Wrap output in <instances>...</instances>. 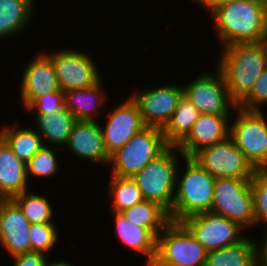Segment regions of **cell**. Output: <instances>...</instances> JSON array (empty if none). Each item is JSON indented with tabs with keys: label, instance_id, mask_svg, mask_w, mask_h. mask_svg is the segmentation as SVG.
<instances>
[{
	"label": "cell",
	"instance_id": "1",
	"mask_svg": "<svg viewBox=\"0 0 267 266\" xmlns=\"http://www.w3.org/2000/svg\"><path fill=\"white\" fill-rule=\"evenodd\" d=\"M222 48L267 40V8L256 0H238L217 7L211 14Z\"/></svg>",
	"mask_w": 267,
	"mask_h": 266
},
{
	"label": "cell",
	"instance_id": "2",
	"mask_svg": "<svg viewBox=\"0 0 267 266\" xmlns=\"http://www.w3.org/2000/svg\"><path fill=\"white\" fill-rule=\"evenodd\" d=\"M221 51L216 67L225 78L231 99L238 105L267 67V42L238 43Z\"/></svg>",
	"mask_w": 267,
	"mask_h": 266
},
{
	"label": "cell",
	"instance_id": "3",
	"mask_svg": "<svg viewBox=\"0 0 267 266\" xmlns=\"http://www.w3.org/2000/svg\"><path fill=\"white\" fill-rule=\"evenodd\" d=\"M183 160L186 170L182 173L178 168L173 207L168 213L173 222L210 212L213 201L216 178L192 157L184 156Z\"/></svg>",
	"mask_w": 267,
	"mask_h": 266
},
{
	"label": "cell",
	"instance_id": "4",
	"mask_svg": "<svg viewBox=\"0 0 267 266\" xmlns=\"http://www.w3.org/2000/svg\"><path fill=\"white\" fill-rule=\"evenodd\" d=\"M181 156L183 158L185 155L177 146H169L132 177L141 190L144 200L158 203L168 213L173 207L177 172L180 168L177 157Z\"/></svg>",
	"mask_w": 267,
	"mask_h": 266
},
{
	"label": "cell",
	"instance_id": "5",
	"mask_svg": "<svg viewBox=\"0 0 267 266\" xmlns=\"http://www.w3.org/2000/svg\"><path fill=\"white\" fill-rule=\"evenodd\" d=\"M208 252L181 223L170 221L157 237L150 266H204Z\"/></svg>",
	"mask_w": 267,
	"mask_h": 266
},
{
	"label": "cell",
	"instance_id": "6",
	"mask_svg": "<svg viewBox=\"0 0 267 266\" xmlns=\"http://www.w3.org/2000/svg\"><path fill=\"white\" fill-rule=\"evenodd\" d=\"M168 147L162 129L147 126L110 155L112 175L132 178Z\"/></svg>",
	"mask_w": 267,
	"mask_h": 266
},
{
	"label": "cell",
	"instance_id": "7",
	"mask_svg": "<svg viewBox=\"0 0 267 266\" xmlns=\"http://www.w3.org/2000/svg\"><path fill=\"white\" fill-rule=\"evenodd\" d=\"M231 118L230 137L246 159L259 170H267V118L264 111L237 107Z\"/></svg>",
	"mask_w": 267,
	"mask_h": 266
},
{
	"label": "cell",
	"instance_id": "8",
	"mask_svg": "<svg viewBox=\"0 0 267 266\" xmlns=\"http://www.w3.org/2000/svg\"><path fill=\"white\" fill-rule=\"evenodd\" d=\"M210 212L255 228L251 179L216 178Z\"/></svg>",
	"mask_w": 267,
	"mask_h": 266
},
{
	"label": "cell",
	"instance_id": "9",
	"mask_svg": "<svg viewBox=\"0 0 267 266\" xmlns=\"http://www.w3.org/2000/svg\"><path fill=\"white\" fill-rule=\"evenodd\" d=\"M192 158L215 178L252 179L257 172L231 137L201 148Z\"/></svg>",
	"mask_w": 267,
	"mask_h": 266
},
{
	"label": "cell",
	"instance_id": "10",
	"mask_svg": "<svg viewBox=\"0 0 267 266\" xmlns=\"http://www.w3.org/2000/svg\"><path fill=\"white\" fill-rule=\"evenodd\" d=\"M216 68V74L202 73L196 79L183 86V95L187 97L201 114L231 115L237 104L231 99L222 72Z\"/></svg>",
	"mask_w": 267,
	"mask_h": 266
},
{
	"label": "cell",
	"instance_id": "11",
	"mask_svg": "<svg viewBox=\"0 0 267 266\" xmlns=\"http://www.w3.org/2000/svg\"><path fill=\"white\" fill-rule=\"evenodd\" d=\"M181 223L207 252L237 244L247 236L241 233L244 227L239 223L212 212L193 215Z\"/></svg>",
	"mask_w": 267,
	"mask_h": 266
},
{
	"label": "cell",
	"instance_id": "12",
	"mask_svg": "<svg viewBox=\"0 0 267 266\" xmlns=\"http://www.w3.org/2000/svg\"><path fill=\"white\" fill-rule=\"evenodd\" d=\"M46 55L52 60L63 91L91 87L102 79L94 59L85 51L64 49Z\"/></svg>",
	"mask_w": 267,
	"mask_h": 266
},
{
	"label": "cell",
	"instance_id": "13",
	"mask_svg": "<svg viewBox=\"0 0 267 266\" xmlns=\"http://www.w3.org/2000/svg\"><path fill=\"white\" fill-rule=\"evenodd\" d=\"M183 95V86L171 84L142 88L130 95L138 104L146 126L163 128L177 108Z\"/></svg>",
	"mask_w": 267,
	"mask_h": 266
},
{
	"label": "cell",
	"instance_id": "14",
	"mask_svg": "<svg viewBox=\"0 0 267 266\" xmlns=\"http://www.w3.org/2000/svg\"><path fill=\"white\" fill-rule=\"evenodd\" d=\"M122 104L114 107L101 127L104 144L109 155L123 147L134 135L141 132L145 125L138 104L129 96Z\"/></svg>",
	"mask_w": 267,
	"mask_h": 266
},
{
	"label": "cell",
	"instance_id": "15",
	"mask_svg": "<svg viewBox=\"0 0 267 266\" xmlns=\"http://www.w3.org/2000/svg\"><path fill=\"white\" fill-rule=\"evenodd\" d=\"M30 227L13 199H0V246L10 257L31 251Z\"/></svg>",
	"mask_w": 267,
	"mask_h": 266
},
{
	"label": "cell",
	"instance_id": "16",
	"mask_svg": "<svg viewBox=\"0 0 267 266\" xmlns=\"http://www.w3.org/2000/svg\"><path fill=\"white\" fill-rule=\"evenodd\" d=\"M23 71L20 99L25 109L36 98L61 89L52 60L46 55V52L37 53Z\"/></svg>",
	"mask_w": 267,
	"mask_h": 266
},
{
	"label": "cell",
	"instance_id": "17",
	"mask_svg": "<svg viewBox=\"0 0 267 266\" xmlns=\"http://www.w3.org/2000/svg\"><path fill=\"white\" fill-rule=\"evenodd\" d=\"M100 124L96 120H77L72 127L66 147L79 159L109 165L110 155L104 144Z\"/></svg>",
	"mask_w": 267,
	"mask_h": 266
},
{
	"label": "cell",
	"instance_id": "18",
	"mask_svg": "<svg viewBox=\"0 0 267 266\" xmlns=\"http://www.w3.org/2000/svg\"><path fill=\"white\" fill-rule=\"evenodd\" d=\"M232 115L200 114L187 137L177 148L187 157H192L201 148L222 142L230 137Z\"/></svg>",
	"mask_w": 267,
	"mask_h": 266
},
{
	"label": "cell",
	"instance_id": "19",
	"mask_svg": "<svg viewBox=\"0 0 267 266\" xmlns=\"http://www.w3.org/2000/svg\"><path fill=\"white\" fill-rule=\"evenodd\" d=\"M26 164L12 151L0 136V199H12L29 186Z\"/></svg>",
	"mask_w": 267,
	"mask_h": 266
},
{
	"label": "cell",
	"instance_id": "20",
	"mask_svg": "<svg viewBox=\"0 0 267 266\" xmlns=\"http://www.w3.org/2000/svg\"><path fill=\"white\" fill-rule=\"evenodd\" d=\"M116 230L119 239L131 248L146 257V266H150L156 256L157 237L147 228L130 223L121 212H114Z\"/></svg>",
	"mask_w": 267,
	"mask_h": 266
},
{
	"label": "cell",
	"instance_id": "21",
	"mask_svg": "<svg viewBox=\"0 0 267 266\" xmlns=\"http://www.w3.org/2000/svg\"><path fill=\"white\" fill-rule=\"evenodd\" d=\"M35 117V130L43 138L44 145H58L61 148L66 146L72 127L77 121L66 107L57 112L36 114Z\"/></svg>",
	"mask_w": 267,
	"mask_h": 266
},
{
	"label": "cell",
	"instance_id": "22",
	"mask_svg": "<svg viewBox=\"0 0 267 266\" xmlns=\"http://www.w3.org/2000/svg\"><path fill=\"white\" fill-rule=\"evenodd\" d=\"M35 0H0V40L11 38L30 23L35 14ZM27 24V25H26Z\"/></svg>",
	"mask_w": 267,
	"mask_h": 266
},
{
	"label": "cell",
	"instance_id": "23",
	"mask_svg": "<svg viewBox=\"0 0 267 266\" xmlns=\"http://www.w3.org/2000/svg\"><path fill=\"white\" fill-rule=\"evenodd\" d=\"M102 79L91 87L64 91L65 107L76 120L95 121L94 110L103 106L106 96Z\"/></svg>",
	"mask_w": 267,
	"mask_h": 266
},
{
	"label": "cell",
	"instance_id": "24",
	"mask_svg": "<svg viewBox=\"0 0 267 266\" xmlns=\"http://www.w3.org/2000/svg\"><path fill=\"white\" fill-rule=\"evenodd\" d=\"M192 102L182 95L171 118L162 128L165 141L169 146H178L190 133L193 124L200 116Z\"/></svg>",
	"mask_w": 267,
	"mask_h": 266
},
{
	"label": "cell",
	"instance_id": "25",
	"mask_svg": "<svg viewBox=\"0 0 267 266\" xmlns=\"http://www.w3.org/2000/svg\"><path fill=\"white\" fill-rule=\"evenodd\" d=\"M204 266H257L256 240L246 236L237 244L208 252Z\"/></svg>",
	"mask_w": 267,
	"mask_h": 266
},
{
	"label": "cell",
	"instance_id": "26",
	"mask_svg": "<svg viewBox=\"0 0 267 266\" xmlns=\"http://www.w3.org/2000/svg\"><path fill=\"white\" fill-rule=\"evenodd\" d=\"M33 127L17 128L16 125L1 127L0 136L13 153L25 164L44 146L43 138Z\"/></svg>",
	"mask_w": 267,
	"mask_h": 266
},
{
	"label": "cell",
	"instance_id": "27",
	"mask_svg": "<svg viewBox=\"0 0 267 266\" xmlns=\"http://www.w3.org/2000/svg\"><path fill=\"white\" fill-rule=\"evenodd\" d=\"M121 213L130 223L149 229L156 237L170 222L168 212L154 201L143 200Z\"/></svg>",
	"mask_w": 267,
	"mask_h": 266
},
{
	"label": "cell",
	"instance_id": "28",
	"mask_svg": "<svg viewBox=\"0 0 267 266\" xmlns=\"http://www.w3.org/2000/svg\"><path fill=\"white\" fill-rule=\"evenodd\" d=\"M111 176L108 193L111 196L109 199L113 200L111 201V211L122 212L144 200L142 192L133 178Z\"/></svg>",
	"mask_w": 267,
	"mask_h": 266
},
{
	"label": "cell",
	"instance_id": "29",
	"mask_svg": "<svg viewBox=\"0 0 267 266\" xmlns=\"http://www.w3.org/2000/svg\"><path fill=\"white\" fill-rule=\"evenodd\" d=\"M12 199L31 224L53 222L54 209L44 195L26 190Z\"/></svg>",
	"mask_w": 267,
	"mask_h": 266
},
{
	"label": "cell",
	"instance_id": "30",
	"mask_svg": "<svg viewBox=\"0 0 267 266\" xmlns=\"http://www.w3.org/2000/svg\"><path fill=\"white\" fill-rule=\"evenodd\" d=\"M59 148L52 149L44 145L27 163V178L29 175L40 177H51L58 172L57 153Z\"/></svg>",
	"mask_w": 267,
	"mask_h": 266
},
{
	"label": "cell",
	"instance_id": "31",
	"mask_svg": "<svg viewBox=\"0 0 267 266\" xmlns=\"http://www.w3.org/2000/svg\"><path fill=\"white\" fill-rule=\"evenodd\" d=\"M57 228L53 222L31 224L29 230L31 251L49 254L59 239Z\"/></svg>",
	"mask_w": 267,
	"mask_h": 266
},
{
	"label": "cell",
	"instance_id": "32",
	"mask_svg": "<svg viewBox=\"0 0 267 266\" xmlns=\"http://www.w3.org/2000/svg\"><path fill=\"white\" fill-rule=\"evenodd\" d=\"M255 226L265 224L267 229V170H259L251 179Z\"/></svg>",
	"mask_w": 267,
	"mask_h": 266
},
{
	"label": "cell",
	"instance_id": "33",
	"mask_svg": "<svg viewBox=\"0 0 267 266\" xmlns=\"http://www.w3.org/2000/svg\"><path fill=\"white\" fill-rule=\"evenodd\" d=\"M267 103V67L254 83L252 91L237 105L249 111H262V105Z\"/></svg>",
	"mask_w": 267,
	"mask_h": 266
},
{
	"label": "cell",
	"instance_id": "34",
	"mask_svg": "<svg viewBox=\"0 0 267 266\" xmlns=\"http://www.w3.org/2000/svg\"><path fill=\"white\" fill-rule=\"evenodd\" d=\"M65 107L64 91L58 90L36 98L25 110L36 112V114H47L57 112Z\"/></svg>",
	"mask_w": 267,
	"mask_h": 266
},
{
	"label": "cell",
	"instance_id": "35",
	"mask_svg": "<svg viewBox=\"0 0 267 266\" xmlns=\"http://www.w3.org/2000/svg\"><path fill=\"white\" fill-rule=\"evenodd\" d=\"M13 266H45L47 255L41 252H25L12 256Z\"/></svg>",
	"mask_w": 267,
	"mask_h": 266
},
{
	"label": "cell",
	"instance_id": "36",
	"mask_svg": "<svg viewBox=\"0 0 267 266\" xmlns=\"http://www.w3.org/2000/svg\"><path fill=\"white\" fill-rule=\"evenodd\" d=\"M264 235L262 241L259 244L256 242V261L257 266H267V229L263 230Z\"/></svg>",
	"mask_w": 267,
	"mask_h": 266
},
{
	"label": "cell",
	"instance_id": "37",
	"mask_svg": "<svg viewBox=\"0 0 267 266\" xmlns=\"http://www.w3.org/2000/svg\"><path fill=\"white\" fill-rule=\"evenodd\" d=\"M200 3L210 14L219 6L238 0H191Z\"/></svg>",
	"mask_w": 267,
	"mask_h": 266
},
{
	"label": "cell",
	"instance_id": "38",
	"mask_svg": "<svg viewBox=\"0 0 267 266\" xmlns=\"http://www.w3.org/2000/svg\"><path fill=\"white\" fill-rule=\"evenodd\" d=\"M49 262L50 261L47 260L45 266H73L69 261L67 262V261H64V260H62V261H60V260L54 261L53 263L52 262L49 263Z\"/></svg>",
	"mask_w": 267,
	"mask_h": 266
},
{
	"label": "cell",
	"instance_id": "39",
	"mask_svg": "<svg viewBox=\"0 0 267 266\" xmlns=\"http://www.w3.org/2000/svg\"><path fill=\"white\" fill-rule=\"evenodd\" d=\"M259 4L267 8V0H256Z\"/></svg>",
	"mask_w": 267,
	"mask_h": 266
}]
</instances>
